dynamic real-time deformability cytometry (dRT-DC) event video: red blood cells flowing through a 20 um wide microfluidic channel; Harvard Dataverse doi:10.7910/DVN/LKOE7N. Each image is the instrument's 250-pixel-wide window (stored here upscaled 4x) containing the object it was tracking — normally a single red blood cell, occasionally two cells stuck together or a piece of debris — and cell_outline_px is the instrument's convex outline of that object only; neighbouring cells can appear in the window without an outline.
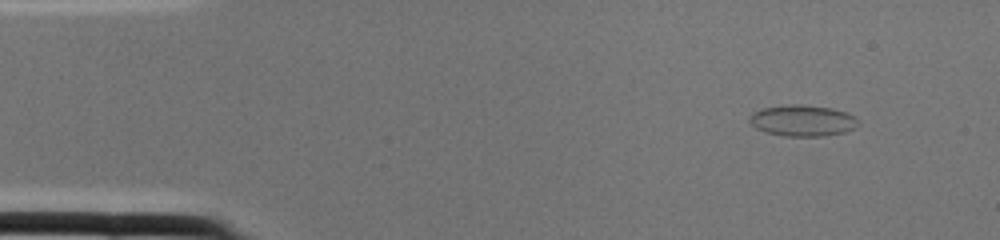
{"species": "common noctule bat (a hibernating species)", "species_latin": "Nyctalus noctula", "temperature_condition": "cold", "stored_images_in_passage": 1, "camera_frame_rate_fps": 3000, "um_per_image_px": 0.085, "animal": {"sex": "female", "body_mass_g": 22.0, "forearm_length_mm": 56.7}, "frame": {"image": 1, "passage_image": 1, "time_ms": 0.0, "image_size_px": [1000, 240], "cell_outline_px": [[860, 124], [856, 128], [844, 132], [824, 136], [784, 136], [768, 132], [756, 128], [748, 120], [748, 116], [752, 112], [764, 108], [788, 104], [800, 104], [832, 108], [848, 112]], "centroid_in_image_um": [68.22, 10.24], "position_along_channel_um": 16.8, "area_um2": 19.83}}